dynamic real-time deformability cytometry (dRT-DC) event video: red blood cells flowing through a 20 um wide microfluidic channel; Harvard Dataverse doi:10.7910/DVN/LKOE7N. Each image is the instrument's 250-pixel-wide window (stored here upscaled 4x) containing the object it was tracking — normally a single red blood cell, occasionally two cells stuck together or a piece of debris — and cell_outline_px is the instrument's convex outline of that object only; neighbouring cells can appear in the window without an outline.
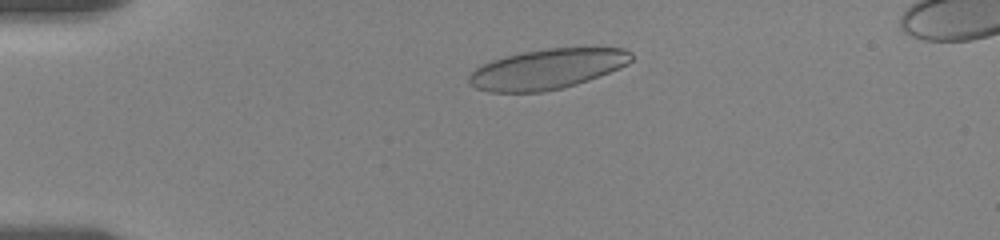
{"species": "human", "species_latin": "Homo sapiens", "temperature_condition": "room temperature", "stored_images_in_passage": 55, "camera_frame_rate_fps": 3000, "um_per_image_px": 0.085, "donor": {"sex": "female"}, "frame": {"image": 1, "passage_image": 11, "time_ms": 3.333, "image_size_px": [1000, 240], "cell_outline_px": [[632, 60], [628, 64], [620, 68], [588, 80], [564, 88], [544, 92], [488, 92], [476, 88], [468, 80], [468, 76], [476, 68], [492, 60], [504, 56], [524, 52], [548, 48], [624, 48], [632, 52]], "centroid_in_image_um": [46.53, 5.87], "position_along_channel_um": 38.5, "area_um2": 37.86}}
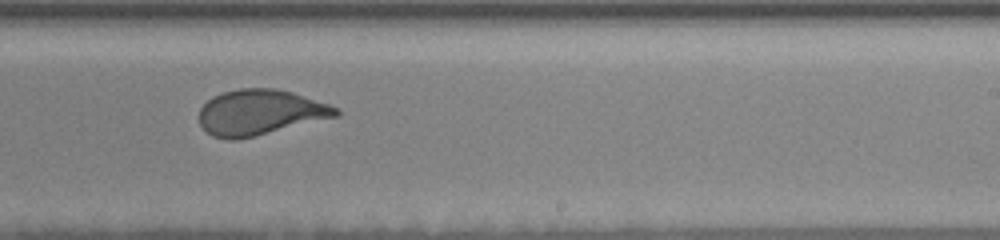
{"frame": {"image": 2, "passage_image": 34, "time_ms": 11.0, "image_size_px": [1000, 240], "cell_outline_px": [[340, 112], [336, 116], [236, 140], [228, 140], [212, 136], [200, 124], [200, 108], [212, 96], [224, 92], [240, 88], [276, 88], [292, 92], [340, 108]], "centroid_in_image_um": [22.08, 9.54], "position_along_channel_um": 266.9, "area_um2": 35.72}}
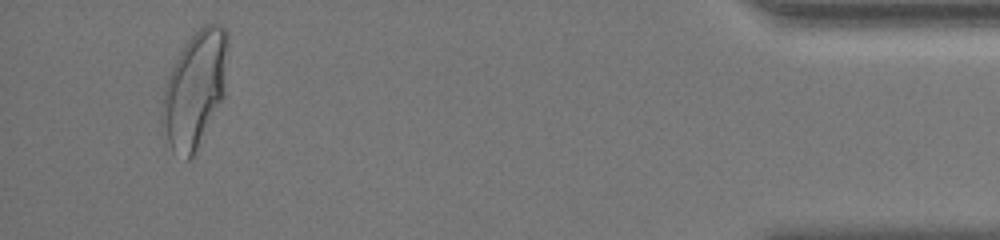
{"frame": {"image": 3, "passage_image": 52, "time_ms": 17.0, "image_size_px": [1000, 240], "cell_outline_px": [[228, 44], [224, 100], [192, 156], [188, 160], [172, 152], [160, 116], [160, 112], [164, 88], [168, 76], [180, 52], [188, 40], [204, 24], [220, 24], [228, 32]], "centroid_in_image_um": [16.59, 7.58], "position_along_channel_um": 418.6, "area_um2": 44.33}, "authors_computed_cell_mechanics": {"area_um2": 37.9746, "velocity_mm_per_s": 3.5379, "shape_relaxation_time_tau1_ms": 7.9326, "shape_relaxation_time_tau2_ms": null, "deformation_change_tau1": 0.2045, "deformation_change_tau2": null}}